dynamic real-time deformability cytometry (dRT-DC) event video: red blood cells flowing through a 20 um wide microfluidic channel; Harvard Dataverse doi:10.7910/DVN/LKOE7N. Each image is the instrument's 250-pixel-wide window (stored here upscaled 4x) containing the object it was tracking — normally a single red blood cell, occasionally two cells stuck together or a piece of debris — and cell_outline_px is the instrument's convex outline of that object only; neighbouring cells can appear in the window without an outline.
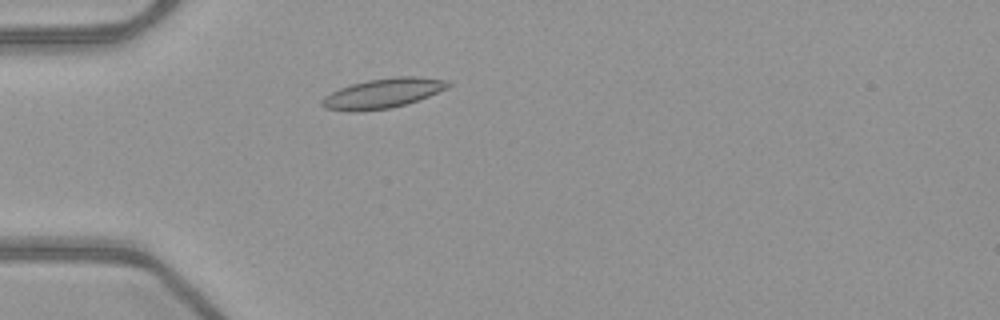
{"species": "common noctule bat (a hibernating species)", "species_latin": "Nyctalus noctula", "temperature_condition": "warm", "stored_images_in_passage": 46, "camera_frame_rate_fps": 3000, "um_per_image_px": 0.085, "animal": {"sex": "female", "body_mass_g": 21.9}, "frame": {"image": 1, "passage_image": 10, "time_ms": 3.0, "image_size_px": [1000, 320], "cell_outline_px": [[452, 84], [448, 88], [428, 96], [404, 104], [388, 108], [360, 112], [352, 112], [324, 108], [320, 104], [320, 100], [324, 96], [340, 88], [352, 84], [368, 80], [396, 76], [420, 76], [448, 80]], "centroid_in_image_um": [32.53, 7.92], "position_along_channel_um": 52.5, "area_um2": 21.91}}
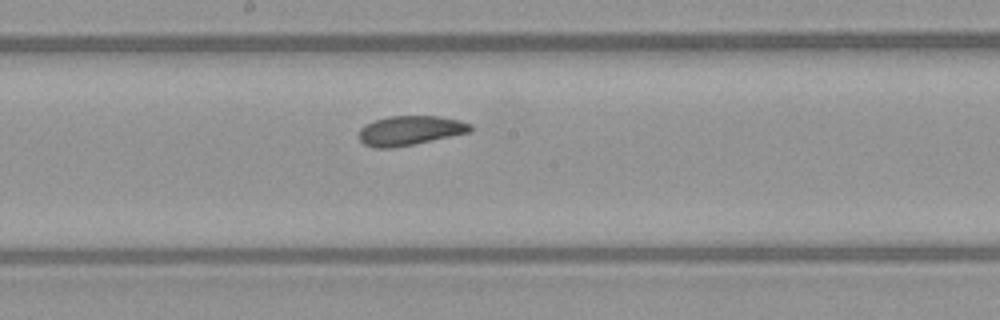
{"frame": {"image": 2, "passage_image": 23, "time_ms": 7.333, "image_size_px": [1000, 320], "cell_outline_px": [[472, 132], [392, 148], [376, 148], [364, 144], [360, 140], [360, 128], [364, 124], [388, 116], [436, 116], [460, 120], [472, 124]], "centroid_in_image_um": [34.87, 11.09], "position_along_channel_um": 213.3, "area_um2": 19.07}}
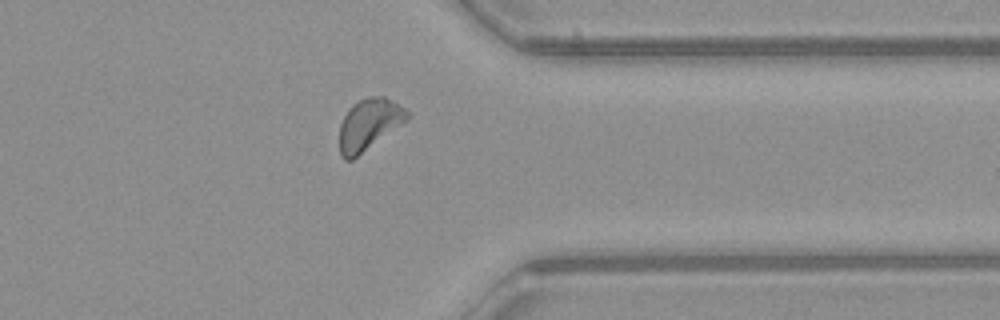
{"frame": {"image": 3, "passage_image": 36, "time_ms": 11.667, "image_size_px": [1000, 320], "cell_outline_px": [[412, 116], [408, 120], [352, 160], [344, 160], [340, 156], [340, 124], [348, 108], [352, 104], [360, 100], [372, 96], [384, 96], [404, 108]], "centroid_in_image_um": [31.36, 10.58], "position_along_channel_um": 380.0, "area_um2": 20.17}, "authors_computed_cell_mechanics": {"area_um2": 19.7965, "velocity_mm_per_s": 3.9876, "shape_relaxation_time_tau1_ms": 4.2442, "shape_relaxation_time_tau2_ms": 4.7798, "deformation_change_tau1": 0.0903, "deformation_change_tau2": 0.0949}}